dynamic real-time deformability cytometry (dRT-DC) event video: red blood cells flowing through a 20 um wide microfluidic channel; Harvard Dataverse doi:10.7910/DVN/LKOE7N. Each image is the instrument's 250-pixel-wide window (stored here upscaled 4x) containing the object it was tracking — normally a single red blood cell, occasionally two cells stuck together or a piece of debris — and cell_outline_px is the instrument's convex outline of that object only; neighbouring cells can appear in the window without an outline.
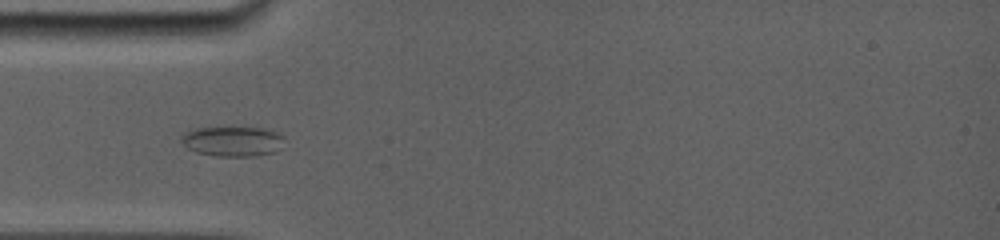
{"species": "common noctule bat (a hibernating species)", "species_latin": "Nyctalus noctula", "temperature_condition": "room temperature", "stored_images_in_passage": 36, "camera_frame_rate_fps": 5000, "um_per_image_px": 0.085, "animal": {"sex": "female", "body_mass_g": 19.0, "forearm_length_mm": 56.7}, "frame": {"image": 1, "passage_image": 1, "time_ms": 0.0, "image_size_px": [1000, 240], "cell_outline_px": [[284, 136], [272, 152], [256, 156], [216, 156], [196, 152], [188, 148], [180, 140], [180, 136], [184, 132], [196, 128], [264, 128], [276, 132]], "centroid_in_image_um": [19.68, 12.01], "position_along_channel_um": 65.3, "area_um2": 17.57}}
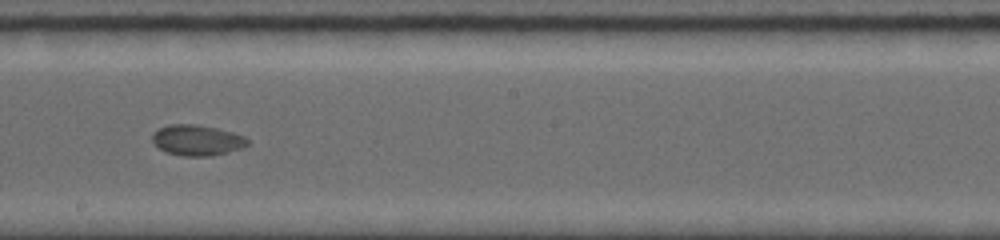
{"frame": {"image": 2, "passage_image": 16, "time_ms": 4.4, "image_size_px": [1000, 240], "cell_outline_px": [[248, 144], [244, 148], [212, 156], [184, 156], [164, 152], [152, 140], [152, 132], [168, 124], [196, 124], [216, 128], [232, 132], [244, 136], [248, 140]], "centroid_in_image_um": [16.75, 11.92], "position_along_channel_um": 231.5, "area_um2": 17.11}}
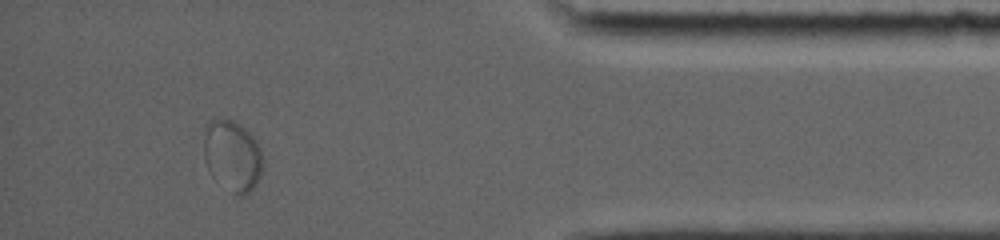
{"frame": {"image": 3, "passage_image": 30, "time_ms": 10.0, "image_size_px": [1000, 240], "cell_outline_px": [[260, 176], [256, 184], [244, 196], [240, 196], [232, 192], [208, 168], [204, 160], [204, 136], [208, 124], [212, 120], [232, 120], [240, 124], [256, 140], [260, 148]], "centroid_in_image_um": [19.75, 13.22], "position_along_channel_um": 415.4, "area_um2": 23.41}}